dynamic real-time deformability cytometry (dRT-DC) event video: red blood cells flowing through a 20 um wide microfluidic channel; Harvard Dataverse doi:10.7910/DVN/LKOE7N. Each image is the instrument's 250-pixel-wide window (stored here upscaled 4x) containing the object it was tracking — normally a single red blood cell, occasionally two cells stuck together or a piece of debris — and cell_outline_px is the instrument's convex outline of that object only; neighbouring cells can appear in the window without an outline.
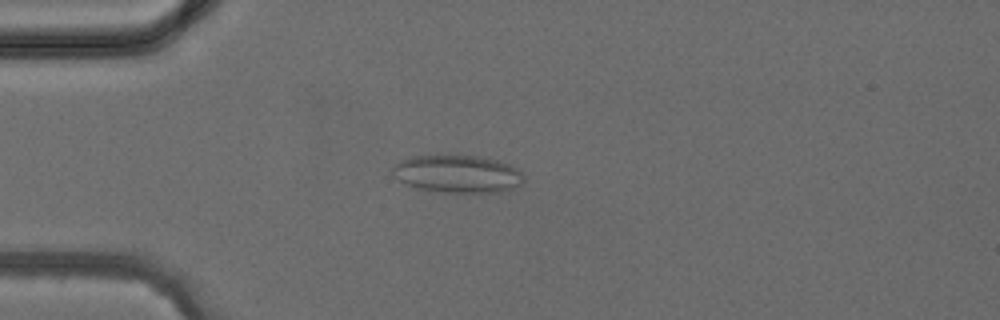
{"species": "common noctule bat (a hibernating species)", "species_latin": "Nyctalus noctula", "temperature_condition": "cold", "stored_images_in_passage": 2, "camera_frame_rate_fps": 3000, "um_per_image_px": 0.085, "animal": {"sex": "female", "body_mass_g": 24.6, "forearm_length_mm": 56.2}, "frame": {"image": 1, "passage_image": 2, "time_ms": 2.0, "image_size_px": [1000, 320], "cell_outline_px": [[524, 180], [520, 184], [512, 188], [500, 192], [440, 192], [416, 188], [392, 176], [392, 168], [400, 160], [412, 156], [476, 156], [496, 160], [508, 164], [516, 168], [524, 176]], "centroid_in_image_um": [38.87, 14.79], "position_along_channel_um": 46.1, "area_um2": 28.5}}